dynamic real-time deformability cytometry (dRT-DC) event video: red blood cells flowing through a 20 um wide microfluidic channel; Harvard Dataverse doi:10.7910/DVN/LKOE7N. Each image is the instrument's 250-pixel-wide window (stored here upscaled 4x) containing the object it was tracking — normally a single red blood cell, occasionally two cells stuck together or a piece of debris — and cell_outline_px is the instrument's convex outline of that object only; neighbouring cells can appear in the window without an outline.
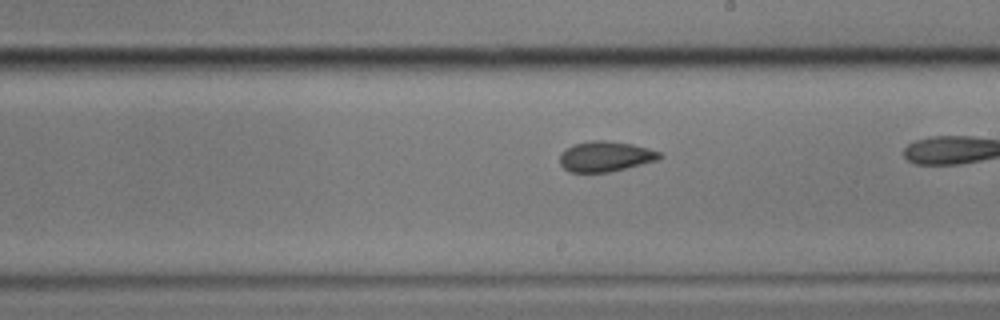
{"species": "common noctule bat (a hibernating species)", "species_latin": "Nyctalus noctula", "temperature_condition": "cold", "stored_images_in_passage": 39, "camera_frame_rate_fps": 3000, "um_per_image_px": 0.085, "animal": {"sex": "male", "body_mass_g": 17.9}, "frame": {"image": 1, "passage_image": 28, "time_ms": 9.0, "image_size_px": [1000, 320], "cell_outline_px": [[664, 156], [656, 160], [608, 172], [568, 172], [560, 164], [560, 152], [572, 144], [592, 140], [608, 140], [632, 144], [648, 148], [660, 152]], "centroid_in_image_um": [51.42, 13.28], "position_along_channel_um": 237.6, "area_um2": 17.63}}